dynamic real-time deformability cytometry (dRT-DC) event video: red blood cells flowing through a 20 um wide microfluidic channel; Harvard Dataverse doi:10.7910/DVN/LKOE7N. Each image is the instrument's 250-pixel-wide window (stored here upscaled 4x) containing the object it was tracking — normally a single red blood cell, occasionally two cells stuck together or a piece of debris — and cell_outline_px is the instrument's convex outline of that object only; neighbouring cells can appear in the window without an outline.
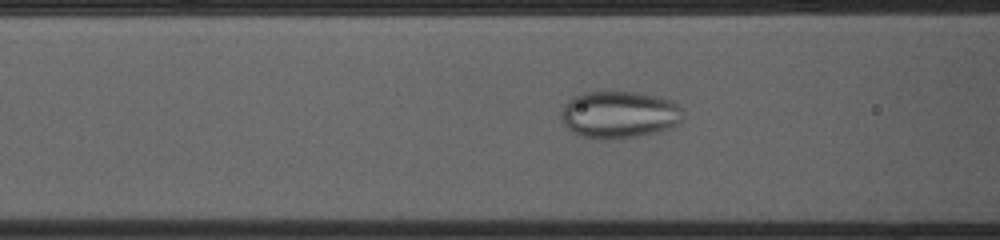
{"species": "common noctule bat (a hibernating species)", "species_latin": "Nyctalus noctula", "temperature_condition": "cold", "stored_images_in_passage": 36, "camera_frame_rate_fps": 3000, "um_per_image_px": 0.085, "animal": {"sex": "female", "body_mass_g": 23.0, "forearm_length_mm": 53.4}, "frame": {"image": 1, "passage_image": 12, "time_ms": 3.667, "image_size_px": [1000, 240], "cell_outline_px": [[680, 120], [676, 124], [660, 132], [636, 136], [608, 140], [600, 140], [576, 136], [564, 124], [560, 116], [560, 112], [564, 104], [572, 96], [584, 92], [636, 92], [656, 96], [668, 100], [676, 104], [680, 108]], "centroid_in_image_um": [52.53, 9.76], "position_along_channel_um": 114.1, "area_um2": 33.58}}
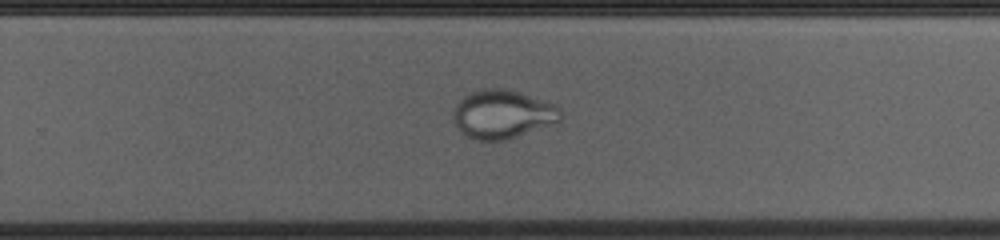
{"frame": {"image": 2, "passage_image": 26, "time_ms": 8.333, "image_size_px": [1000, 240], "cell_outline_px": [[564, 116], [556, 124], [504, 140], [476, 140], [460, 132], [452, 116], [452, 108], [468, 92], [480, 88], [504, 88], [556, 104], [564, 112]], "centroid_in_image_um": [42.73, 9.7], "position_along_channel_um": 287.1, "area_um2": 30.81}}
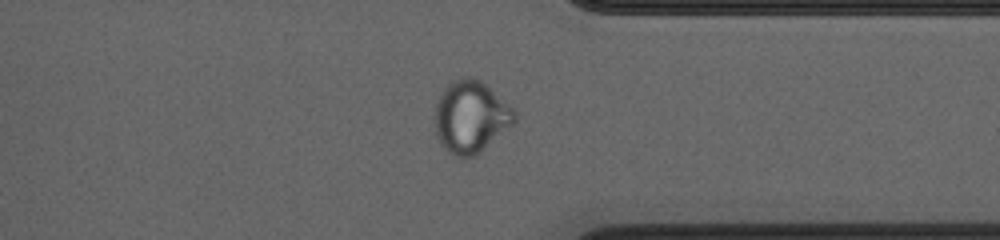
{"frame": {"image": 3, "passage_image": 33, "time_ms": 10.667, "image_size_px": [1000, 240], "cell_outline_px": [[516, 120], [512, 124], [476, 156], [456, 156], [448, 152], [440, 144], [436, 136], [432, 120], [436, 104], [444, 88], [452, 80], [464, 76], [468, 76], [480, 80], [516, 108]], "centroid_in_image_um": [39.99, 9.92], "position_along_channel_um": 371.4, "area_um2": 33.87}}